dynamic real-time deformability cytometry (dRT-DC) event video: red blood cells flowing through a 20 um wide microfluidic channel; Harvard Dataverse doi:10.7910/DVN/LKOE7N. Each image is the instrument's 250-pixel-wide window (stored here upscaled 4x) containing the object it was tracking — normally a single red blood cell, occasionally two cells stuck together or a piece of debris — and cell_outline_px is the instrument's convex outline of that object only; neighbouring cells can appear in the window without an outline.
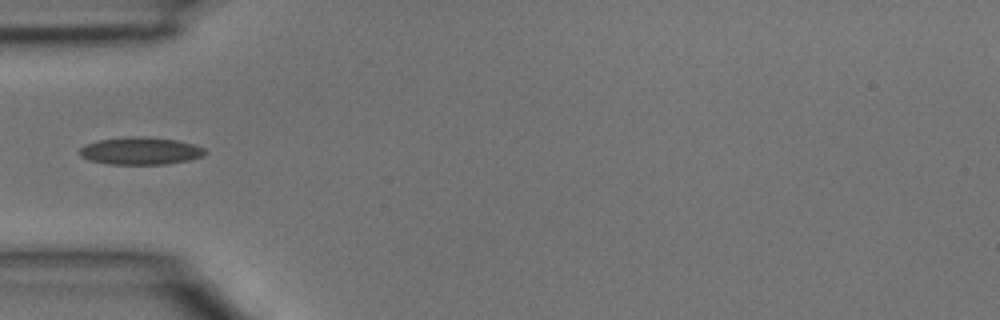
{"species": "common noctule bat (a hibernating species)", "species_latin": "Nyctalus noctula", "temperature_condition": "room temperature", "stored_images_in_passage": 2, "camera_frame_rate_fps": 3000, "um_per_image_px": 0.085, "animal": {"sex": "male", "body_mass_g": 15.6}, "frame": {"image": 1, "passage_image": 2, "time_ms": 0.333, "image_size_px": [1000, 320], "cell_outline_px": [[208, 152], [204, 156], [188, 160], [164, 164], [108, 164], [88, 160], [80, 156], [80, 148], [84, 144], [96, 140], [132, 136], [144, 136], [176, 140], [196, 144], [204, 148]], "centroid_in_image_um": [11.94, 12.82], "position_along_channel_um": 73.1, "area_um2": 20.29}}